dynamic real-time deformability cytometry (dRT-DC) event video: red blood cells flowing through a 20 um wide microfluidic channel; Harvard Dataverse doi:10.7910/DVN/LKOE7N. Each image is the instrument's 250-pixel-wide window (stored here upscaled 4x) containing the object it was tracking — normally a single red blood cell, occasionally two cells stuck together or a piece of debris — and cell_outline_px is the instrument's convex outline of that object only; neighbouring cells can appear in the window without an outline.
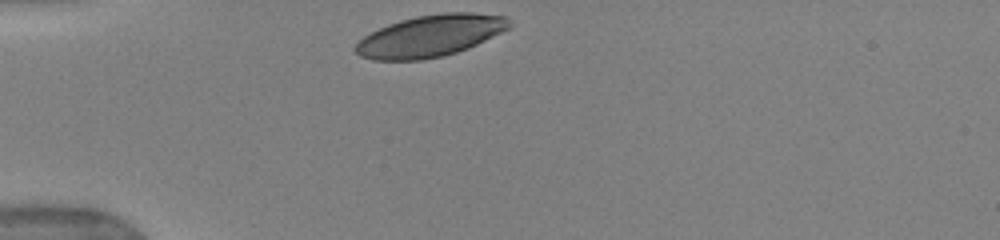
{"species": "human", "species_latin": "Homo sapiens", "temperature_condition": "warm", "stored_images_in_passage": 31, "camera_frame_rate_fps": 3000, "um_per_image_px": 0.085, "donor": {"sex": "female"}, "frame": {"image": 1, "passage_image": 1, "time_ms": 0.0, "image_size_px": [1000, 240], "cell_outline_px": [[512, 24], [508, 28], [468, 48], [456, 52], [440, 56], [420, 60], [372, 60], [360, 56], [352, 48], [364, 36], [388, 24], [400, 20], [416, 16], [444, 12], [472, 12], [508, 16]], "centroid_in_image_um": [36.56, 3.04], "position_along_channel_um": 48.4, "area_um2": 37.22}}
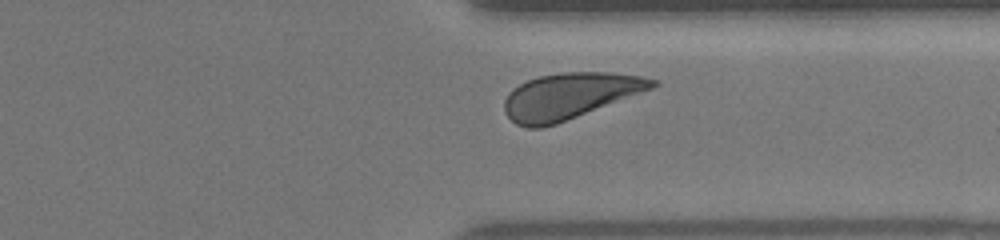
{"frame": {"image": 2, "passage_image": 27, "time_ms": 8.667, "image_size_px": [1000, 240], "cell_outline_px": [[660, 84], [652, 88], [556, 124], [540, 128], [528, 128], [516, 124], [504, 112], [504, 100], [508, 92], [520, 84], [528, 80], [540, 76], [560, 72], [612, 72], [644, 76], [660, 80]], "centroid_in_image_um": [48.42, 8.14], "position_along_channel_um": 363.0, "area_um2": 39.54}, "authors_computed_cell_mechanics": {"area_um2": 39.4774, "velocity_mm_per_s": 3.8969, "shape_relaxation_time_tau1_ms": 2.8234, "shape_relaxation_time_tau2_ms": 2.9927, "deformation_change_tau1": 0.1113, "deformation_change_tau2": 0.0769}}